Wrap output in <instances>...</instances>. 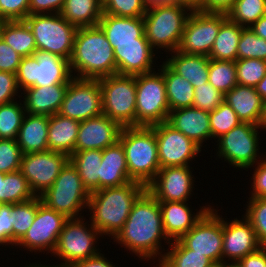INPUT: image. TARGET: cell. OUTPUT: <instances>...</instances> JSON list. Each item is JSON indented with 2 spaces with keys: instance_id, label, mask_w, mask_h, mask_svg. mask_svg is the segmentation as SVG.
<instances>
[{
  "instance_id": "obj_20",
  "label": "cell",
  "mask_w": 266,
  "mask_h": 267,
  "mask_svg": "<svg viewBox=\"0 0 266 267\" xmlns=\"http://www.w3.org/2000/svg\"><path fill=\"white\" fill-rule=\"evenodd\" d=\"M261 245L250 221L243 216L225 221L223 218L222 262H239L246 255L259 250Z\"/></svg>"
},
{
  "instance_id": "obj_15",
  "label": "cell",
  "mask_w": 266,
  "mask_h": 267,
  "mask_svg": "<svg viewBox=\"0 0 266 267\" xmlns=\"http://www.w3.org/2000/svg\"><path fill=\"white\" fill-rule=\"evenodd\" d=\"M68 219L64 214L47 207L37 196V212L34 222L15 246L19 245L20 248L22 246L30 252L53 253L59 234Z\"/></svg>"
},
{
  "instance_id": "obj_13",
  "label": "cell",
  "mask_w": 266,
  "mask_h": 267,
  "mask_svg": "<svg viewBox=\"0 0 266 267\" xmlns=\"http://www.w3.org/2000/svg\"><path fill=\"white\" fill-rule=\"evenodd\" d=\"M226 19L227 15L224 13L191 11L177 51L209 56L221 24Z\"/></svg>"
},
{
  "instance_id": "obj_45",
  "label": "cell",
  "mask_w": 266,
  "mask_h": 267,
  "mask_svg": "<svg viewBox=\"0 0 266 267\" xmlns=\"http://www.w3.org/2000/svg\"><path fill=\"white\" fill-rule=\"evenodd\" d=\"M237 82L240 85L256 87L266 75V61L260 59H237L235 61Z\"/></svg>"
},
{
  "instance_id": "obj_63",
  "label": "cell",
  "mask_w": 266,
  "mask_h": 267,
  "mask_svg": "<svg viewBox=\"0 0 266 267\" xmlns=\"http://www.w3.org/2000/svg\"><path fill=\"white\" fill-rule=\"evenodd\" d=\"M4 176L5 173L0 172V203H4Z\"/></svg>"
},
{
  "instance_id": "obj_27",
  "label": "cell",
  "mask_w": 266,
  "mask_h": 267,
  "mask_svg": "<svg viewBox=\"0 0 266 267\" xmlns=\"http://www.w3.org/2000/svg\"><path fill=\"white\" fill-rule=\"evenodd\" d=\"M224 102L231 106L242 123L258 125L263 115L264 101L255 87L237 84L224 95Z\"/></svg>"
},
{
  "instance_id": "obj_43",
  "label": "cell",
  "mask_w": 266,
  "mask_h": 267,
  "mask_svg": "<svg viewBox=\"0 0 266 267\" xmlns=\"http://www.w3.org/2000/svg\"><path fill=\"white\" fill-rule=\"evenodd\" d=\"M211 140L212 138H220L225 133H228L233 127L242 123L236 112L223 102L215 110L209 112Z\"/></svg>"
},
{
  "instance_id": "obj_5",
  "label": "cell",
  "mask_w": 266,
  "mask_h": 267,
  "mask_svg": "<svg viewBox=\"0 0 266 267\" xmlns=\"http://www.w3.org/2000/svg\"><path fill=\"white\" fill-rule=\"evenodd\" d=\"M191 11L177 3L147 7L143 16L144 32L150 45L155 49L176 51Z\"/></svg>"
},
{
  "instance_id": "obj_22",
  "label": "cell",
  "mask_w": 266,
  "mask_h": 267,
  "mask_svg": "<svg viewBox=\"0 0 266 267\" xmlns=\"http://www.w3.org/2000/svg\"><path fill=\"white\" fill-rule=\"evenodd\" d=\"M154 51L147 38H139V44L117 45L114 48L117 74L136 76L154 71Z\"/></svg>"
},
{
  "instance_id": "obj_4",
  "label": "cell",
  "mask_w": 266,
  "mask_h": 267,
  "mask_svg": "<svg viewBox=\"0 0 266 267\" xmlns=\"http://www.w3.org/2000/svg\"><path fill=\"white\" fill-rule=\"evenodd\" d=\"M121 142L129 177L147 186L160 169L155 131L151 126L122 127Z\"/></svg>"
},
{
  "instance_id": "obj_42",
  "label": "cell",
  "mask_w": 266,
  "mask_h": 267,
  "mask_svg": "<svg viewBox=\"0 0 266 267\" xmlns=\"http://www.w3.org/2000/svg\"><path fill=\"white\" fill-rule=\"evenodd\" d=\"M27 179L20 171L6 173L4 176V203L16 204L33 199Z\"/></svg>"
},
{
  "instance_id": "obj_2",
  "label": "cell",
  "mask_w": 266,
  "mask_h": 267,
  "mask_svg": "<svg viewBox=\"0 0 266 267\" xmlns=\"http://www.w3.org/2000/svg\"><path fill=\"white\" fill-rule=\"evenodd\" d=\"M69 63L78 79L99 80L117 74L114 49L99 25L77 29Z\"/></svg>"
},
{
  "instance_id": "obj_61",
  "label": "cell",
  "mask_w": 266,
  "mask_h": 267,
  "mask_svg": "<svg viewBox=\"0 0 266 267\" xmlns=\"http://www.w3.org/2000/svg\"><path fill=\"white\" fill-rule=\"evenodd\" d=\"M257 93L261 96L263 101H266V75L263 77V79L257 84L255 87Z\"/></svg>"
},
{
  "instance_id": "obj_66",
  "label": "cell",
  "mask_w": 266,
  "mask_h": 267,
  "mask_svg": "<svg viewBox=\"0 0 266 267\" xmlns=\"http://www.w3.org/2000/svg\"><path fill=\"white\" fill-rule=\"evenodd\" d=\"M24 267H55V266H52V265H51V266H49V265H46V266H45V265H42V264H40V263H39V264H33V263L31 264V263H30L29 265L24 266Z\"/></svg>"
},
{
  "instance_id": "obj_64",
  "label": "cell",
  "mask_w": 266,
  "mask_h": 267,
  "mask_svg": "<svg viewBox=\"0 0 266 267\" xmlns=\"http://www.w3.org/2000/svg\"><path fill=\"white\" fill-rule=\"evenodd\" d=\"M259 127L261 129H264L266 130V101L264 102V106H263V115H262V118H261V122L259 124Z\"/></svg>"
},
{
  "instance_id": "obj_26",
  "label": "cell",
  "mask_w": 266,
  "mask_h": 267,
  "mask_svg": "<svg viewBox=\"0 0 266 267\" xmlns=\"http://www.w3.org/2000/svg\"><path fill=\"white\" fill-rule=\"evenodd\" d=\"M68 84L28 87L23 92L26 113L52 116L59 112Z\"/></svg>"
},
{
  "instance_id": "obj_54",
  "label": "cell",
  "mask_w": 266,
  "mask_h": 267,
  "mask_svg": "<svg viewBox=\"0 0 266 267\" xmlns=\"http://www.w3.org/2000/svg\"><path fill=\"white\" fill-rule=\"evenodd\" d=\"M253 178V179H252ZM250 198H266V159L262 158L253 172Z\"/></svg>"
},
{
  "instance_id": "obj_6",
  "label": "cell",
  "mask_w": 266,
  "mask_h": 267,
  "mask_svg": "<svg viewBox=\"0 0 266 267\" xmlns=\"http://www.w3.org/2000/svg\"><path fill=\"white\" fill-rule=\"evenodd\" d=\"M41 202L67 218H80V211L88 208L90 193L70 161L60 171L54 184L39 196Z\"/></svg>"
},
{
  "instance_id": "obj_11",
  "label": "cell",
  "mask_w": 266,
  "mask_h": 267,
  "mask_svg": "<svg viewBox=\"0 0 266 267\" xmlns=\"http://www.w3.org/2000/svg\"><path fill=\"white\" fill-rule=\"evenodd\" d=\"M84 221L83 217L70 218L64 224L55 250L51 253L64 262L54 265L55 267H69L75 262L100 254L95 243L97 244L101 233L92 223L87 224Z\"/></svg>"
},
{
  "instance_id": "obj_46",
  "label": "cell",
  "mask_w": 266,
  "mask_h": 267,
  "mask_svg": "<svg viewBox=\"0 0 266 267\" xmlns=\"http://www.w3.org/2000/svg\"><path fill=\"white\" fill-rule=\"evenodd\" d=\"M244 216L250 221L261 247H266V198H248Z\"/></svg>"
},
{
  "instance_id": "obj_12",
  "label": "cell",
  "mask_w": 266,
  "mask_h": 267,
  "mask_svg": "<svg viewBox=\"0 0 266 267\" xmlns=\"http://www.w3.org/2000/svg\"><path fill=\"white\" fill-rule=\"evenodd\" d=\"M258 129H261L258 125L250 123H240L233 127L216 141L217 156L224 158V161L227 160L226 162L234 168L250 169V167H254L253 165L261 160L258 156L260 153Z\"/></svg>"
},
{
  "instance_id": "obj_31",
  "label": "cell",
  "mask_w": 266,
  "mask_h": 267,
  "mask_svg": "<svg viewBox=\"0 0 266 267\" xmlns=\"http://www.w3.org/2000/svg\"><path fill=\"white\" fill-rule=\"evenodd\" d=\"M80 121L58 113L50 116L48 126V150L65 153L75 152Z\"/></svg>"
},
{
  "instance_id": "obj_24",
  "label": "cell",
  "mask_w": 266,
  "mask_h": 267,
  "mask_svg": "<svg viewBox=\"0 0 266 267\" xmlns=\"http://www.w3.org/2000/svg\"><path fill=\"white\" fill-rule=\"evenodd\" d=\"M167 122L190 138L200 148L211 138L209 112L196 107L179 108L169 112Z\"/></svg>"
},
{
  "instance_id": "obj_36",
  "label": "cell",
  "mask_w": 266,
  "mask_h": 267,
  "mask_svg": "<svg viewBox=\"0 0 266 267\" xmlns=\"http://www.w3.org/2000/svg\"><path fill=\"white\" fill-rule=\"evenodd\" d=\"M243 28L227 18L221 24L219 33L208 57L213 60L235 62L237 60V47Z\"/></svg>"
},
{
  "instance_id": "obj_40",
  "label": "cell",
  "mask_w": 266,
  "mask_h": 267,
  "mask_svg": "<svg viewBox=\"0 0 266 267\" xmlns=\"http://www.w3.org/2000/svg\"><path fill=\"white\" fill-rule=\"evenodd\" d=\"M208 82L224 95L237 84L235 62L210 59Z\"/></svg>"
},
{
  "instance_id": "obj_39",
  "label": "cell",
  "mask_w": 266,
  "mask_h": 267,
  "mask_svg": "<svg viewBox=\"0 0 266 267\" xmlns=\"http://www.w3.org/2000/svg\"><path fill=\"white\" fill-rule=\"evenodd\" d=\"M266 14V0H236L226 14L227 18L242 27H251Z\"/></svg>"
},
{
  "instance_id": "obj_33",
  "label": "cell",
  "mask_w": 266,
  "mask_h": 267,
  "mask_svg": "<svg viewBox=\"0 0 266 267\" xmlns=\"http://www.w3.org/2000/svg\"><path fill=\"white\" fill-rule=\"evenodd\" d=\"M159 67L166 84L169 110L193 106L195 94L192 84L175 73L165 62Z\"/></svg>"
},
{
  "instance_id": "obj_35",
  "label": "cell",
  "mask_w": 266,
  "mask_h": 267,
  "mask_svg": "<svg viewBox=\"0 0 266 267\" xmlns=\"http://www.w3.org/2000/svg\"><path fill=\"white\" fill-rule=\"evenodd\" d=\"M1 38L22 57L37 51L33 33L24 20L3 21Z\"/></svg>"
},
{
  "instance_id": "obj_16",
  "label": "cell",
  "mask_w": 266,
  "mask_h": 267,
  "mask_svg": "<svg viewBox=\"0 0 266 267\" xmlns=\"http://www.w3.org/2000/svg\"><path fill=\"white\" fill-rule=\"evenodd\" d=\"M58 114L84 121L102 114V93L98 80L73 78Z\"/></svg>"
},
{
  "instance_id": "obj_55",
  "label": "cell",
  "mask_w": 266,
  "mask_h": 267,
  "mask_svg": "<svg viewBox=\"0 0 266 267\" xmlns=\"http://www.w3.org/2000/svg\"><path fill=\"white\" fill-rule=\"evenodd\" d=\"M66 0H30L29 15L60 13Z\"/></svg>"
},
{
  "instance_id": "obj_10",
  "label": "cell",
  "mask_w": 266,
  "mask_h": 267,
  "mask_svg": "<svg viewBox=\"0 0 266 267\" xmlns=\"http://www.w3.org/2000/svg\"><path fill=\"white\" fill-rule=\"evenodd\" d=\"M152 71L135 76L136 126H152L168 120L169 106L163 73Z\"/></svg>"
},
{
  "instance_id": "obj_50",
  "label": "cell",
  "mask_w": 266,
  "mask_h": 267,
  "mask_svg": "<svg viewBox=\"0 0 266 267\" xmlns=\"http://www.w3.org/2000/svg\"><path fill=\"white\" fill-rule=\"evenodd\" d=\"M30 0H0V19L24 20L29 15Z\"/></svg>"
},
{
  "instance_id": "obj_29",
  "label": "cell",
  "mask_w": 266,
  "mask_h": 267,
  "mask_svg": "<svg viewBox=\"0 0 266 267\" xmlns=\"http://www.w3.org/2000/svg\"><path fill=\"white\" fill-rule=\"evenodd\" d=\"M50 116L26 113L17 136L22 154L48 150Z\"/></svg>"
},
{
  "instance_id": "obj_25",
  "label": "cell",
  "mask_w": 266,
  "mask_h": 267,
  "mask_svg": "<svg viewBox=\"0 0 266 267\" xmlns=\"http://www.w3.org/2000/svg\"><path fill=\"white\" fill-rule=\"evenodd\" d=\"M113 49L117 45L139 44V38H146L143 17H118L103 14L98 23Z\"/></svg>"
},
{
  "instance_id": "obj_58",
  "label": "cell",
  "mask_w": 266,
  "mask_h": 267,
  "mask_svg": "<svg viewBox=\"0 0 266 267\" xmlns=\"http://www.w3.org/2000/svg\"><path fill=\"white\" fill-rule=\"evenodd\" d=\"M112 263L113 262L107 260V258L100 253L95 257L75 262L69 267H115V265Z\"/></svg>"
},
{
  "instance_id": "obj_38",
  "label": "cell",
  "mask_w": 266,
  "mask_h": 267,
  "mask_svg": "<svg viewBox=\"0 0 266 267\" xmlns=\"http://www.w3.org/2000/svg\"><path fill=\"white\" fill-rule=\"evenodd\" d=\"M25 114L21 101L0 105V139L16 140Z\"/></svg>"
},
{
  "instance_id": "obj_53",
  "label": "cell",
  "mask_w": 266,
  "mask_h": 267,
  "mask_svg": "<svg viewBox=\"0 0 266 267\" xmlns=\"http://www.w3.org/2000/svg\"><path fill=\"white\" fill-rule=\"evenodd\" d=\"M0 232L1 245H13V224L11 216V204L0 203Z\"/></svg>"
},
{
  "instance_id": "obj_1",
  "label": "cell",
  "mask_w": 266,
  "mask_h": 267,
  "mask_svg": "<svg viewBox=\"0 0 266 267\" xmlns=\"http://www.w3.org/2000/svg\"><path fill=\"white\" fill-rule=\"evenodd\" d=\"M161 239L164 243H171L163 228L159 201L146 189L134 202L123 228L113 240L142 261L154 260L155 257L160 261L164 255L160 251Z\"/></svg>"
},
{
  "instance_id": "obj_23",
  "label": "cell",
  "mask_w": 266,
  "mask_h": 267,
  "mask_svg": "<svg viewBox=\"0 0 266 267\" xmlns=\"http://www.w3.org/2000/svg\"><path fill=\"white\" fill-rule=\"evenodd\" d=\"M166 236L174 241L186 234L212 206H202L192 214L186 202H159ZM195 214V215H194Z\"/></svg>"
},
{
  "instance_id": "obj_41",
  "label": "cell",
  "mask_w": 266,
  "mask_h": 267,
  "mask_svg": "<svg viewBox=\"0 0 266 267\" xmlns=\"http://www.w3.org/2000/svg\"><path fill=\"white\" fill-rule=\"evenodd\" d=\"M37 212V196L25 202L11 204L13 245L17 244L34 222Z\"/></svg>"
},
{
  "instance_id": "obj_8",
  "label": "cell",
  "mask_w": 266,
  "mask_h": 267,
  "mask_svg": "<svg viewBox=\"0 0 266 267\" xmlns=\"http://www.w3.org/2000/svg\"><path fill=\"white\" fill-rule=\"evenodd\" d=\"M24 21L33 33L37 51L50 52L70 61L77 27L59 13L28 15Z\"/></svg>"
},
{
  "instance_id": "obj_30",
  "label": "cell",
  "mask_w": 266,
  "mask_h": 267,
  "mask_svg": "<svg viewBox=\"0 0 266 267\" xmlns=\"http://www.w3.org/2000/svg\"><path fill=\"white\" fill-rule=\"evenodd\" d=\"M170 58L164 61L175 73L198 87L208 83L210 58L205 55L184 54L179 51L170 52Z\"/></svg>"
},
{
  "instance_id": "obj_17",
  "label": "cell",
  "mask_w": 266,
  "mask_h": 267,
  "mask_svg": "<svg viewBox=\"0 0 266 267\" xmlns=\"http://www.w3.org/2000/svg\"><path fill=\"white\" fill-rule=\"evenodd\" d=\"M69 161L65 153L47 150L23 154L20 172L36 196L42 195L53 184L62 168Z\"/></svg>"
},
{
  "instance_id": "obj_52",
  "label": "cell",
  "mask_w": 266,
  "mask_h": 267,
  "mask_svg": "<svg viewBox=\"0 0 266 267\" xmlns=\"http://www.w3.org/2000/svg\"><path fill=\"white\" fill-rule=\"evenodd\" d=\"M18 90L16 74L0 71V105L16 100Z\"/></svg>"
},
{
  "instance_id": "obj_34",
  "label": "cell",
  "mask_w": 266,
  "mask_h": 267,
  "mask_svg": "<svg viewBox=\"0 0 266 267\" xmlns=\"http://www.w3.org/2000/svg\"><path fill=\"white\" fill-rule=\"evenodd\" d=\"M101 160L102 150L97 149L75 151L69 156V161L76 168L89 193L99 190Z\"/></svg>"
},
{
  "instance_id": "obj_32",
  "label": "cell",
  "mask_w": 266,
  "mask_h": 267,
  "mask_svg": "<svg viewBox=\"0 0 266 267\" xmlns=\"http://www.w3.org/2000/svg\"><path fill=\"white\" fill-rule=\"evenodd\" d=\"M59 14L77 28L96 26L103 15V2L66 0Z\"/></svg>"
},
{
  "instance_id": "obj_65",
  "label": "cell",
  "mask_w": 266,
  "mask_h": 267,
  "mask_svg": "<svg viewBox=\"0 0 266 267\" xmlns=\"http://www.w3.org/2000/svg\"><path fill=\"white\" fill-rule=\"evenodd\" d=\"M216 267H241L238 262H222Z\"/></svg>"
},
{
  "instance_id": "obj_49",
  "label": "cell",
  "mask_w": 266,
  "mask_h": 267,
  "mask_svg": "<svg viewBox=\"0 0 266 267\" xmlns=\"http://www.w3.org/2000/svg\"><path fill=\"white\" fill-rule=\"evenodd\" d=\"M22 155L17 140L0 139V172L19 171Z\"/></svg>"
},
{
  "instance_id": "obj_67",
  "label": "cell",
  "mask_w": 266,
  "mask_h": 267,
  "mask_svg": "<svg viewBox=\"0 0 266 267\" xmlns=\"http://www.w3.org/2000/svg\"><path fill=\"white\" fill-rule=\"evenodd\" d=\"M2 24H3V20L0 19V37H1Z\"/></svg>"
},
{
  "instance_id": "obj_59",
  "label": "cell",
  "mask_w": 266,
  "mask_h": 267,
  "mask_svg": "<svg viewBox=\"0 0 266 267\" xmlns=\"http://www.w3.org/2000/svg\"><path fill=\"white\" fill-rule=\"evenodd\" d=\"M250 28L258 37L266 40V14L260 17Z\"/></svg>"
},
{
  "instance_id": "obj_57",
  "label": "cell",
  "mask_w": 266,
  "mask_h": 267,
  "mask_svg": "<svg viewBox=\"0 0 266 267\" xmlns=\"http://www.w3.org/2000/svg\"><path fill=\"white\" fill-rule=\"evenodd\" d=\"M238 263L241 267H266V247L246 255Z\"/></svg>"
},
{
  "instance_id": "obj_7",
  "label": "cell",
  "mask_w": 266,
  "mask_h": 267,
  "mask_svg": "<svg viewBox=\"0 0 266 267\" xmlns=\"http://www.w3.org/2000/svg\"><path fill=\"white\" fill-rule=\"evenodd\" d=\"M16 78L21 92L28 87L69 84L74 77L68 60L50 52L36 51L33 56L22 57Z\"/></svg>"
},
{
  "instance_id": "obj_51",
  "label": "cell",
  "mask_w": 266,
  "mask_h": 267,
  "mask_svg": "<svg viewBox=\"0 0 266 267\" xmlns=\"http://www.w3.org/2000/svg\"><path fill=\"white\" fill-rule=\"evenodd\" d=\"M21 59L22 56L0 37V71L16 74Z\"/></svg>"
},
{
  "instance_id": "obj_3",
  "label": "cell",
  "mask_w": 266,
  "mask_h": 267,
  "mask_svg": "<svg viewBox=\"0 0 266 267\" xmlns=\"http://www.w3.org/2000/svg\"><path fill=\"white\" fill-rule=\"evenodd\" d=\"M146 186L131 181L117 187L103 188L90 193L88 209L90 222L103 235L113 239L123 228L132 206Z\"/></svg>"
},
{
  "instance_id": "obj_60",
  "label": "cell",
  "mask_w": 266,
  "mask_h": 267,
  "mask_svg": "<svg viewBox=\"0 0 266 267\" xmlns=\"http://www.w3.org/2000/svg\"><path fill=\"white\" fill-rule=\"evenodd\" d=\"M176 3L184 5L192 11H201L202 0H176Z\"/></svg>"
},
{
  "instance_id": "obj_62",
  "label": "cell",
  "mask_w": 266,
  "mask_h": 267,
  "mask_svg": "<svg viewBox=\"0 0 266 267\" xmlns=\"http://www.w3.org/2000/svg\"><path fill=\"white\" fill-rule=\"evenodd\" d=\"M147 7L158 4H171L176 3V0H144Z\"/></svg>"
},
{
  "instance_id": "obj_48",
  "label": "cell",
  "mask_w": 266,
  "mask_h": 267,
  "mask_svg": "<svg viewBox=\"0 0 266 267\" xmlns=\"http://www.w3.org/2000/svg\"><path fill=\"white\" fill-rule=\"evenodd\" d=\"M193 107L206 112H212L224 102V94L214 88L209 82L194 88Z\"/></svg>"
},
{
  "instance_id": "obj_28",
  "label": "cell",
  "mask_w": 266,
  "mask_h": 267,
  "mask_svg": "<svg viewBox=\"0 0 266 267\" xmlns=\"http://www.w3.org/2000/svg\"><path fill=\"white\" fill-rule=\"evenodd\" d=\"M133 181L129 177L126 156L121 142L102 150L99 175V190L117 187Z\"/></svg>"
},
{
  "instance_id": "obj_9",
  "label": "cell",
  "mask_w": 266,
  "mask_h": 267,
  "mask_svg": "<svg viewBox=\"0 0 266 267\" xmlns=\"http://www.w3.org/2000/svg\"><path fill=\"white\" fill-rule=\"evenodd\" d=\"M98 81L102 93V114L121 127L136 126L135 76L115 74Z\"/></svg>"
},
{
  "instance_id": "obj_47",
  "label": "cell",
  "mask_w": 266,
  "mask_h": 267,
  "mask_svg": "<svg viewBox=\"0 0 266 267\" xmlns=\"http://www.w3.org/2000/svg\"><path fill=\"white\" fill-rule=\"evenodd\" d=\"M103 14L118 17H143L147 10L144 0H102Z\"/></svg>"
},
{
  "instance_id": "obj_18",
  "label": "cell",
  "mask_w": 266,
  "mask_h": 267,
  "mask_svg": "<svg viewBox=\"0 0 266 267\" xmlns=\"http://www.w3.org/2000/svg\"><path fill=\"white\" fill-rule=\"evenodd\" d=\"M155 131L160 168L190 166L201 148L167 121L151 126ZM192 159V160H191Z\"/></svg>"
},
{
  "instance_id": "obj_37",
  "label": "cell",
  "mask_w": 266,
  "mask_h": 267,
  "mask_svg": "<svg viewBox=\"0 0 266 267\" xmlns=\"http://www.w3.org/2000/svg\"><path fill=\"white\" fill-rule=\"evenodd\" d=\"M168 245L170 249H167L168 252H165L162 259L158 261V267H216L208 257L194 253L179 239L171 241Z\"/></svg>"
},
{
  "instance_id": "obj_19",
  "label": "cell",
  "mask_w": 266,
  "mask_h": 267,
  "mask_svg": "<svg viewBox=\"0 0 266 267\" xmlns=\"http://www.w3.org/2000/svg\"><path fill=\"white\" fill-rule=\"evenodd\" d=\"M191 171L190 166L160 168L146 189L159 202H187L194 188Z\"/></svg>"
},
{
  "instance_id": "obj_44",
  "label": "cell",
  "mask_w": 266,
  "mask_h": 267,
  "mask_svg": "<svg viewBox=\"0 0 266 267\" xmlns=\"http://www.w3.org/2000/svg\"><path fill=\"white\" fill-rule=\"evenodd\" d=\"M248 58L266 61V40L258 37L250 27H244L237 47V59Z\"/></svg>"
},
{
  "instance_id": "obj_56",
  "label": "cell",
  "mask_w": 266,
  "mask_h": 267,
  "mask_svg": "<svg viewBox=\"0 0 266 267\" xmlns=\"http://www.w3.org/2000/svg\"><path fill=\"white\" fill-rule=\"evenodd\" d=\"M236 0H202L201 12L227 14Z\"/></svg>"
},
{
  "instance_id": "obj_21",
  "label": "cell",
  "mask_w": 266,
  "mask_h": 267,
  "mask_svg": "<svg viewBox=\"0 0 266 267\" xmlns=\"http://www.w3.org/2000/svg\"><path fill=\"white\" fill-rule=\"evenodd\" d=\"M121 129L117 122L104 114L80 121L75 151L103 150L119 140Z\"/></svg>"
},
{
  "instance_id": "obj_14",
  "label": "cell",
  "mask_w": 266,
  "mask_h": 267,
  "mask_svg": "<svg viewBox=\"0 0 266 267\" xmlns=\"http://www.w3.org/2000/svg\"><path fill=\"white\" fill-rule=\"evenodd\" d=\"M215 211V212H214ZM194 253L203 254L216 266L222 263L223 218L210 208L186 234L179 239Z\"/></svg>"
}]
</instances>
